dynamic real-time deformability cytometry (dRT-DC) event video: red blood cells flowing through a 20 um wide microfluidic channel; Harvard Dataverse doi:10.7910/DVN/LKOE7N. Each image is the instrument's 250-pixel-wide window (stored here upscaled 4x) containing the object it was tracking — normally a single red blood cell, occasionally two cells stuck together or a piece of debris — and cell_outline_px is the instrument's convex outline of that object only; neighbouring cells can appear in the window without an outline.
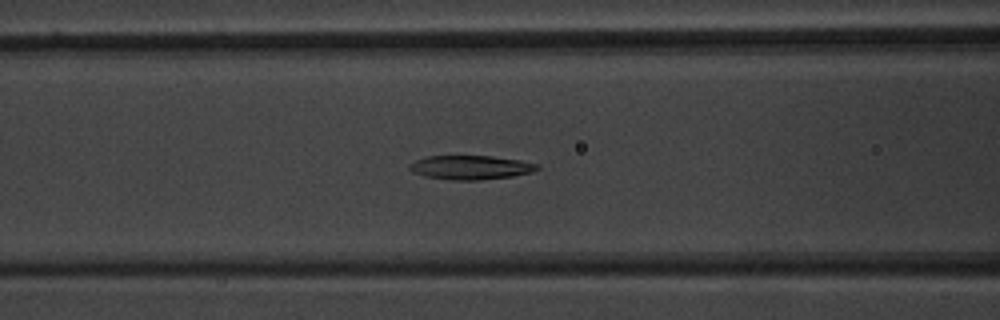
{"species": "common noctule bat (a hibernating species)", "species_latin": "Nyctalus noctula", "temperature_condition": "warm", "stored_images_in_passage": 51, "camera_frame_rate_fps": 3000, "um_per_image_px": 0.085, "animal": {"sex": "male", "body_mass_g": 20.1, "forearm_length_mm": 53.5}, "frame": {"image": 1, "passage_image": 21, "time_ms": 6.667, "image_size_px": [1000, 320], "cell_outline_px": [[540, 168], [532, 172], [512, 176], [480, 180], [452, 180], [424, 176], [412, 172], [408, 168], [408, 164], [416, 160], [428, 156], [492, 156], [520, 160], [540, 164]], "centroid_in_image_um": [40.01, 14.23], "position_along_channel_um": 126.6, "area_um2": 17.98}}
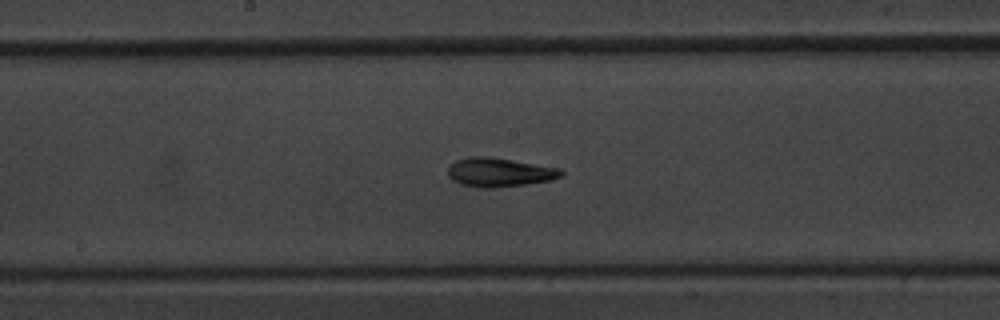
{"frame": {"image": 2, "passage_image": 27, "time_ms": 8.667, "image_size_px": [1000, 320], "cell_outline_px": [[564, 172], [560, 176], [552, 180], [524, 184], [492, 188], [480, 188], [460, 184], [452, 180], [448, 176], [448, 164], [456, 160], [468, 156], [484, 156], [512, 160], [560, 168]], "centroid_in_image_um": [42.39, 14.64], "position_along_channel_um": 205.8, "area_um2": 19.13}}
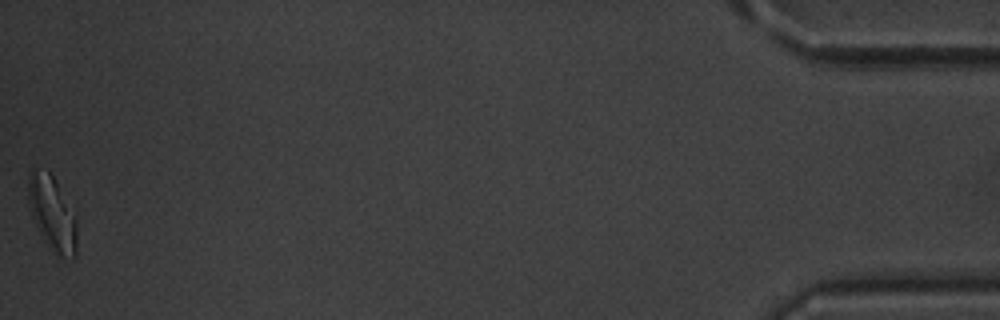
{"frame": {"image": 3, "passage_image": 51, "time_ms": 16.667, "image_size_px": [1000, 320], "cell_outline_px": [[76, 256], [72, 260], [56, 256], [48, 248], [36, 228], [28, 208], [28, 176], [36, 168], [48, 172], [52, 176], [76, 208]], "centroid_in_image_um": [4.47, 18.2], "position_along_channel_um": 430.7, "area_um2": 22.08}, "authors_computed_cell_mechanics": {"area_um2": 19.0162, "velocity_mm_per_s": 3.9555, "shape_relaxation_time_tau1_ms": 5.7916, "shape_relaxation_time_tau2_ms": 2.8481, "deformation_change_tau1": 0.1808, "deformation_change_tau2": 0.1022}}